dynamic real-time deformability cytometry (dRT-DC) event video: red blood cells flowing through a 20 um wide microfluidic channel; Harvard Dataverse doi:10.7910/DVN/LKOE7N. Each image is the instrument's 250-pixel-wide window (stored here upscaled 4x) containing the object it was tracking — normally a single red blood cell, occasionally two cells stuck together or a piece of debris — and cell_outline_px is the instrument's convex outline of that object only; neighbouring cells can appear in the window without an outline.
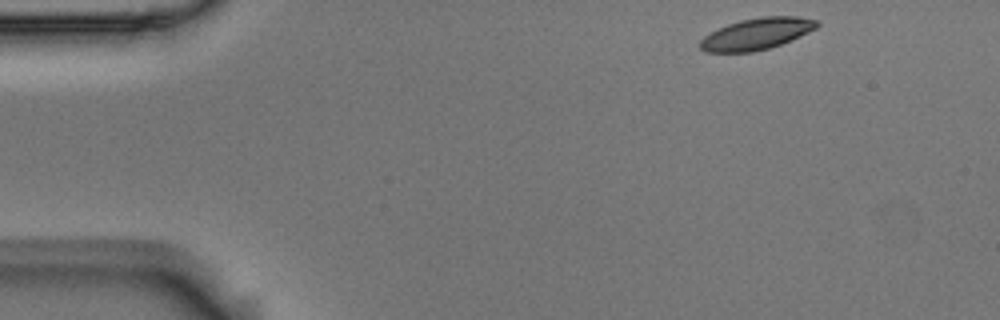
{"species": "Egyptian fruit bat (a non-hibernating species)", "species_latin": "Rousettus aegyptiacus", "temperature_condition": "room temperature", "stored_images_in_passage": 3, "camera_frame_rate_fps": 3000, "um_per_image_px": 0.085, "animal": {"sex": "male"}, "frame": {"image": 1, "passage_image": 1, "time_ms": 0.0, "image_size_px": [1000, 320], "cell_outline_px": [[820, 24], [816, 28], [792, 40], [768, 48], [752, 52], [704, 52], [700, 48], [700, 40], [704, 36], [728, 24], [740, 20], [760, 16], [796, 16], [816, 20]], "centroid_in_image_um": [64.31, 2.87], "position_along_channel_um": 20.7, "area_um2": 21.33}}